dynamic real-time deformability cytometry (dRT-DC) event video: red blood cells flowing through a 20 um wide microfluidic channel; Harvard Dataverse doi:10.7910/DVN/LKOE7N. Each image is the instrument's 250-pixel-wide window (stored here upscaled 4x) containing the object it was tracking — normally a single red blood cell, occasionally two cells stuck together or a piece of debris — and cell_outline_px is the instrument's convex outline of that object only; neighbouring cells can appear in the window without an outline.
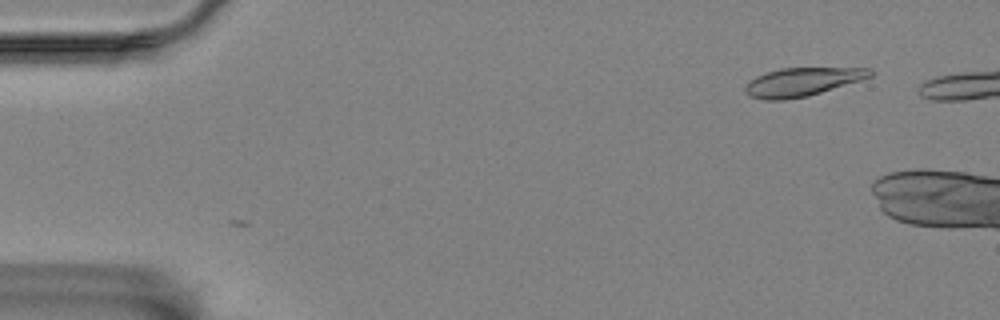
{"species": "Egyptian fruit bat (a non-hibernating species)", "species_latin": "Rousettus aegyptiacus", "temperature_condition": "room temperature", "stored_images_in_passage": 6, "camera_frame_rate_fps": 3000, "um_per_image_px": 0.085, "animal": {"sex": "female"}, "frame": {"image": 1, "passage_image": 1, "time_ms": 0.0, "image_size_px": [1000, 320], "cell_outline_px": [[872, 76], [860, 80], [808, 96], [784, 100], [764, 100], [748, 96], [744, 92], [744, 88], [748, 80], [764, 72], [780, 68], [872, 68]], "centroid_in_image_um": [68.1, 6.96], "position_along_channel_um": 16.9, "area_um2": 20.81}}